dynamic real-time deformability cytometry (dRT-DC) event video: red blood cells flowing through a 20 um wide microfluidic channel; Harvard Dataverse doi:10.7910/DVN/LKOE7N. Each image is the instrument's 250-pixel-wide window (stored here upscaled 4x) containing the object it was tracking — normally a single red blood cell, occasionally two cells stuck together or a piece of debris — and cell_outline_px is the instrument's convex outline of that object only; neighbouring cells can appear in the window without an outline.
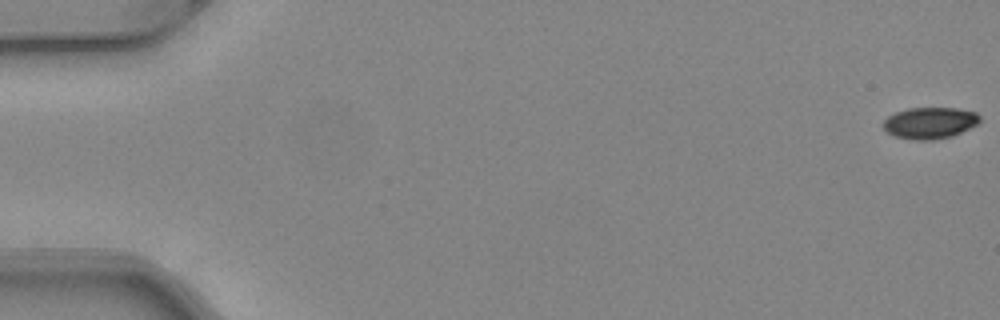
{"species": "common noctule bat (a hibernating species)", "species_latin": "Nyctalus noctula", "temperature_condition": "warm", "stored_images_in_passage": 52, "camera_frame_rate_fps": 3000, "um_per_image_px": 0.085, "animal": {"sex": "female", "body_mass_g": 24.6, "forearm_length_mm": 56.2}, "frame": {"image": 1, "passage_image": 1, "time_ms": 0.0, "image_size_px": [1000, 320], "cell_outline_px": [[980, 120], [976, 124], [952, 136], [932, 140], [916, 140], [896, 136], [888, 132], [884, 128], [884, 120], [888, 116], [896, 112], [908, 108], [956, 108], [976, 112], [980, 116]], "centroid_in_image_um": [79.04, 10.44], "position_along_channel_um": 6.0, "area_um2": 17.46}}
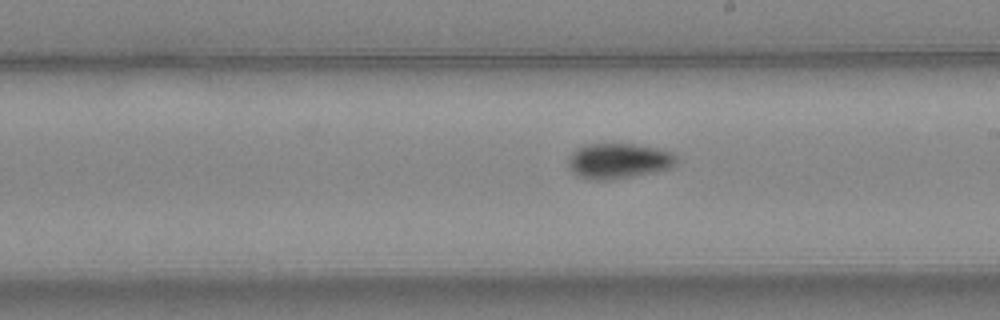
{"frame": {"image": 2, "passage_image": 30, "time_ms": 9.667, "image_size_px": [1000, 320], "cell_outline_px": [[676, 164], [672, 168], [612, 180], [584, 180], [576, 176], [568, 168], [568, 156], [576, 148], [584, 144], [632, 144], [656, 148], [668, 152], [676, 156]], "centroid_in_image_um": [52.49, 13.69], "position_along_channel_um": 236.5, "area_um2": 22.48}}
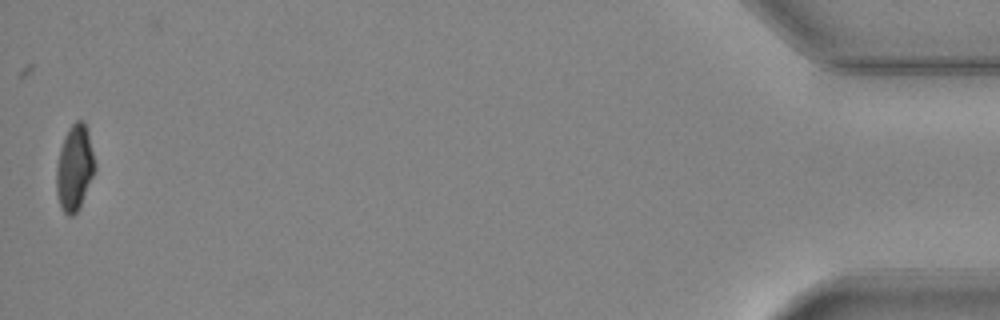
{"frame": {"image": 3, "passage_image": 51, "time_ms": 16.667, "image_size_px": [1000, 320], "cell_outline_px": [[96, 168], [80, 208], [72, 216], [68, 216], [60, 208], [56, 192], [56, 168], [60, 148], [64, 136], [68, 128], [76, 120], [84, 120], [88, 132], [96, 164]], "centroid_in_image_um": [6.33, 14.27], "position_along_channel_um": 428.9, "area_um2": 19.48}, "authors_computed_cell_mechanics": {"area_um2": 20.1144, "velocity_mm_per_s": 4.1063, "shape_relaxation_time_tau1_ms": 4.8612, "shape_relaxation_time_tau2_ms": 8.808, "deformation_change_tau1": 0.132, "deformation_change_tau2": 0.1008}}